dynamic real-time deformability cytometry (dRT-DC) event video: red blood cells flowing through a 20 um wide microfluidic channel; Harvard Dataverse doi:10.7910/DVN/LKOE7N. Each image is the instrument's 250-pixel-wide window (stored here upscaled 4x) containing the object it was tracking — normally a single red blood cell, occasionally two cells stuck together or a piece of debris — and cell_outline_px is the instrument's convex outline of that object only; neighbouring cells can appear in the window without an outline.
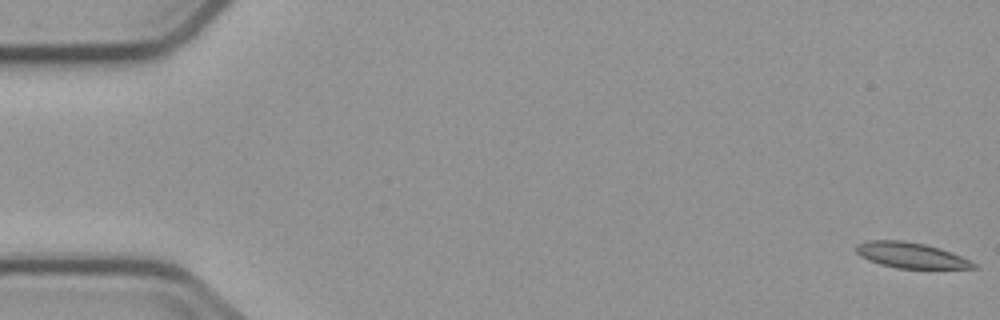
{"species": "common noctule bat (a hibernating species)", "species_latin": "Nyctalus noctula", "temperature_condition": "cold", "stored_images_in_passage": 9, "camera_frame_rate_fps": 3000, "um_per_image_px": 0.085, "animal": {"sex": "male", "body_mass_g": 23.1, "forearm_length_mm": 52.7}, "frame": {"image": 1, "passage_image": 1, "time_ms": 0.0, "image_size_px": [1000, 320], "cell_outline_px": [[976, 268], [896, 268], [880, 264], [868, 260], [860, 256], [856, 252], [856, 244], [868, 240], [904, 240], [924, 244], [940, 248], [960, 256], [976, 264]], "centroid_in_image_um": [77.36, 21.68], "position_along_channel_um": 7.6, "area_um2": 17.34}}
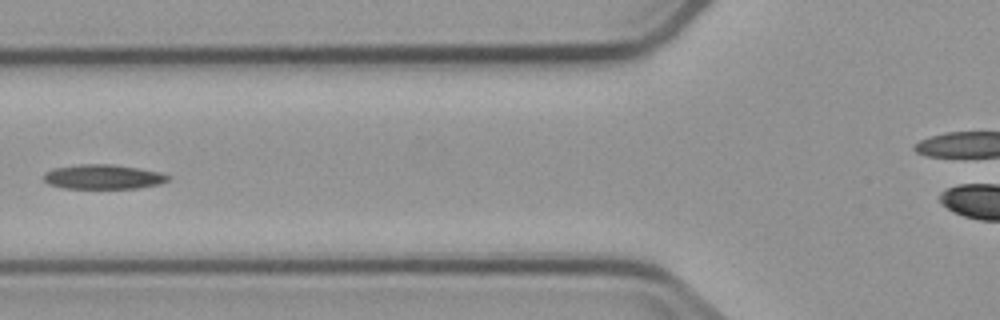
{"frame": {"image": 2, "passage_image": 7, "time_ms": 7.0, "image_size_px": [1000, 320], "cell_outline_px": [[172, 180], [160, 184], [136, 188], [64, 188], [48, 184], [44, 180], [44, 172], [52, 168], [76, 164], [112, 164], [140, 168], [160, 172], [172, 176]], "centroid_in_image_um": [8.8, 15.02], "position_along_channel_um": 117.0, "area_um2": 18.09}}
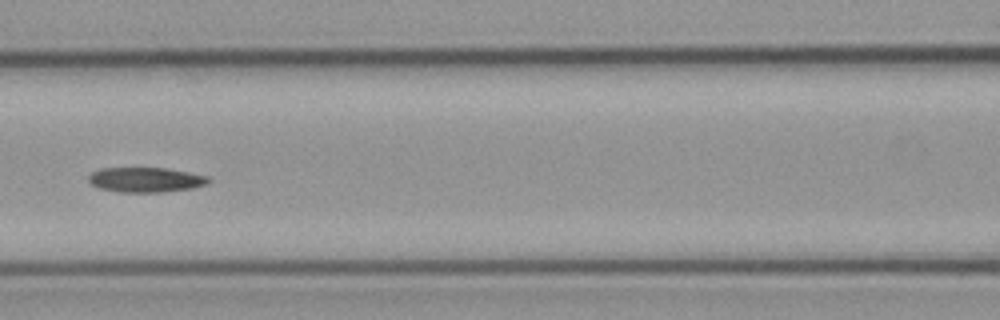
{"frame": {"image": 3, "passage_image": 8, "time_ms": 8.0, "image_size_px": [1000, 320], "cell_outline_px": [[212, 180], [208, 184], [192, 188], [164, 192], [120, 192], [100, 188], [92, 184], [88, 180], [88, 176], [92, 172], [100, 168], [164, 168], [188, 172], [208, 176]], "centroid_in_image_um": [12.4, 15.28], "position_along_channel_um": 154.2, "area_um2": 17.4}}